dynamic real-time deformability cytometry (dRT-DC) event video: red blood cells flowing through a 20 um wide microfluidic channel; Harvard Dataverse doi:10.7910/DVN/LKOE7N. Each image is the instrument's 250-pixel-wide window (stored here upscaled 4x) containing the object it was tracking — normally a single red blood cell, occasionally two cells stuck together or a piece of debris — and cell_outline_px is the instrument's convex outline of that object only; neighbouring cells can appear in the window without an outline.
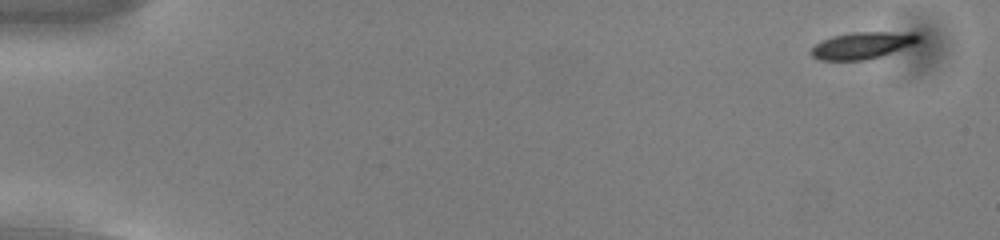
{"species": "common noctule bat (a hibernating species)", "species_latin": "Nyctalus noctula", "temperature_condition": "cold", "stored_images_in_passage": 9, "camera_frame_rate_fps": 3000, "um_per_image_px": 0.085, "animal": {"sex": "male", "body_mass_g": 13.0, "forearm_length_mm": 53.1}, "frame": {"image": 1, "passage_image": 1, "time_ms": 0.0, "image_size_px": [1000, 240], "cell_outline_px": [[920, 40], [912, 44], [880, 56], [868, 60], [820, 60], [812, 56], [808, 52], [816, 44], [832, 36], [852, 32], [916, 32], [920, 36]], "centroid_in_image_um": [73.28, 3.85], "position_along_channel_um": 11.7, "area_um2": 16.65}}